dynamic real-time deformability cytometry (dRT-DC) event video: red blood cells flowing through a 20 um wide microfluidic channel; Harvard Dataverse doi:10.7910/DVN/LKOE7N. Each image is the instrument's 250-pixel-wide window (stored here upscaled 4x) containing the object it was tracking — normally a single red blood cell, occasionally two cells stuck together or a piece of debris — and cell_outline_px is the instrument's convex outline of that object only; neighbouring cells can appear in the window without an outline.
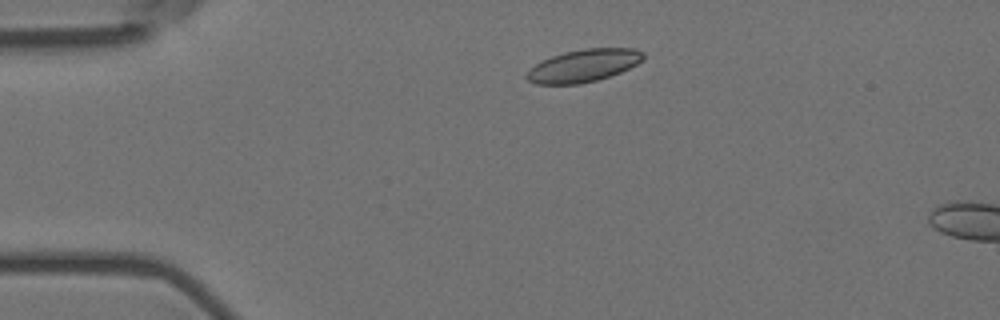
{"species": "Egyptian fruit bat (a non-hibernating species)", "species_latin": "Rousettus aegyptiacus", "temperature_condition": "room temperature", "stored_images_in_passage": 3, "camera_frame_rate_fps": 3000, "um_per_image_px": 0.085, "animal": {"sex": "female"}, "frame": {"image": 1, "passage_image": 2, "time_ms": 0.333, "image_size_px": [1000, 320], "cell_outline_px": [[644, 60], [620, 72], [596, 80], [580, 84], [536, 84], [528, 80], [524, 76], [536, 64], [552, 56], [564, 52], [584, 48], [632, 48], [644, 52]], "centroid_in_image_um": [49.61, 5.57], "position_along_channel_um": 35.4, "area_um2": 21.91}}